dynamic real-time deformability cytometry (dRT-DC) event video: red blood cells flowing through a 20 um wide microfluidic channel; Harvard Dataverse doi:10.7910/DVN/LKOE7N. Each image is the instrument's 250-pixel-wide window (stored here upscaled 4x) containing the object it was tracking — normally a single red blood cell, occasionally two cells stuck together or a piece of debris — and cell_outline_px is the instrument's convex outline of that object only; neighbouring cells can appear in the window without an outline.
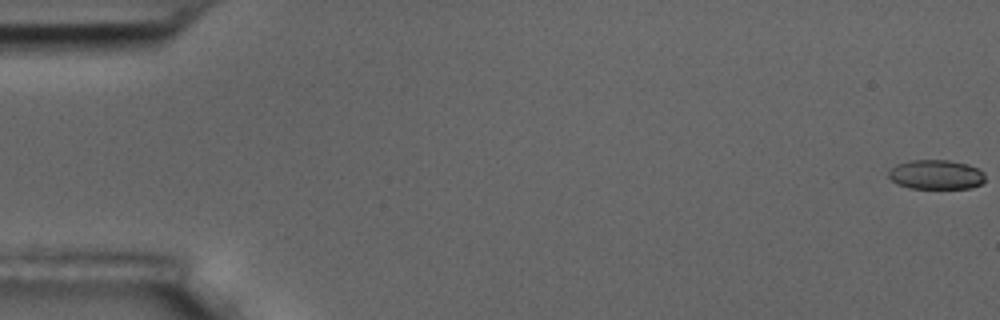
{"species": "common noctule bat (a hibernating species)", "species_latin": "Nyctalus noctula", "temperature_condition": "room temperature", "stored_images_in_passage": 57, "camera_frame_rate_fps": 3000, "um_per_image_px": 0.085, "animal": {"sex": "male", "body_mass_g": 17.5, "forearm_length_mm": 52.3}, "frame": {"image": 1, "passage_image": 1, "time_ms": 0.0, "image_size_px": [1000, 320], "cell_outline_px": [[984, 180], [980, 184], [972, 188], [908, 188], [896, 184], [888, 176], [888, 172], [896, 164], [908, 160], [948, 160], [968, 164], [984, 172]], "centroid_in_image_um": [79.54, 14.84], "position_along_channel_um": 5.5, "area_um2": 16.65}}
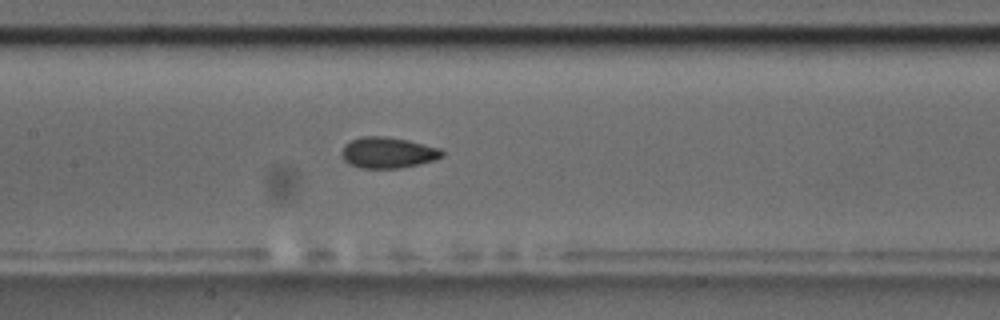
{"frame": {"image": 2, "passage_image": 28, "time_ms": 9.0, "image_size_px": [1000, 320], "cell_outline_px": [[444, 156], [432, 160], [400, 168], [360, 168], [348, 164], [344, 160], [340, 152], [344, 144], [352, 140], [364, 136], [384, 136], [408, 140], [440, 148], [444, 152]], "centroid_in_image_um": [32.93, 12.97], "position_along_channel_um": 174.5, "area_um2": 18.09}}
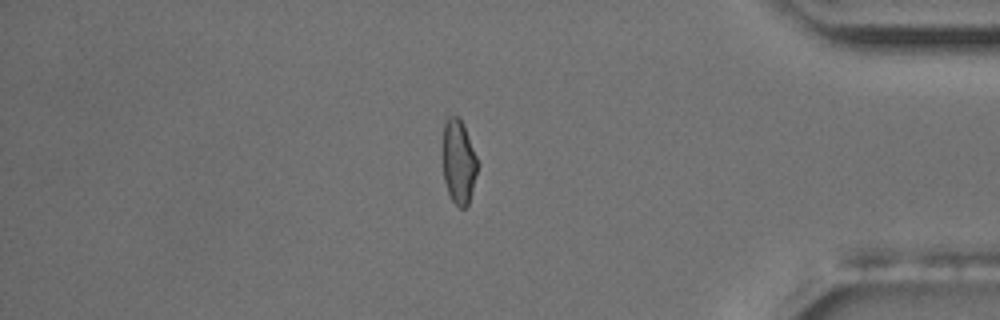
{"frame": {"image": 3, "passage_image": 49, "time_ms": 16.0, "image_size_px": [1000, 320], "cell_outline_px": [[476, 172], [468, 204], [464, 208], [460, 208], [452, 200], [448, 192], [444, 180], [440, 156], [440, 144], [444, 124], [448, 116], [460, 116], [476, 156]], "centroid_in_image_um": [38.9, 13.68], "position_along_channel_um": 396.3, "area_um2": 17.4}, "authors_computed_cell_mechanics": {"area_um2": 17.9758, "velocity_mm_per_s": 3.6092, "shape_relaxation_time_tau1_ms": 7.8242, "shape_relaxation_time_tau2_ms": 2.211, "deformation_change_tau1": 0.1534, "deformation_change_tau2": 0.0699}}